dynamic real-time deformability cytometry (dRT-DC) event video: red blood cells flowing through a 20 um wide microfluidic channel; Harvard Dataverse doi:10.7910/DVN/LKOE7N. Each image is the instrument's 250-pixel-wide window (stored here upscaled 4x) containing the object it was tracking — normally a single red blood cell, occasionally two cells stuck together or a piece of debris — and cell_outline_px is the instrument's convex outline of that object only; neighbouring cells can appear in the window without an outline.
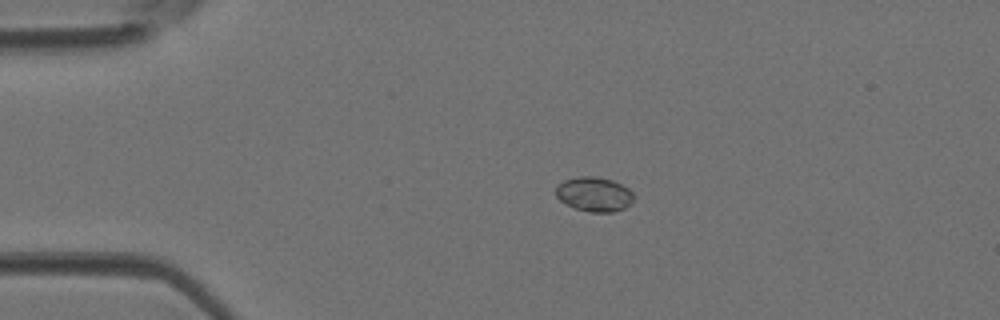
{"species": "Egyptian fruit bat (a non-hibernating species)", "species_latin": "Rousettus aegyptiacus", "temperature_condition": "room temperature", "stored_images_in_passage": 37, "camera_frame_rate_fps": 3000, "um_per_image_px": 0.085, "animal": {"sex": "female"}, "frame": {"image": 1, "passage_image": 1, "time_ms": 0.0, "image_size_px": [1000, 320], "cell_outline_px": [[632, 200], [624, 208], [612, 212], [588, 212], [576, 208], [560, 200], [556, 196], [556, 188], [564, 180], [580, 176], [596, 176], [612, 180], [628, 188], [632, 192]], "centroid_in_image_um": [50.49, 16.5], "position_along_channel_um": 34.5, "area_um2": 15.37}}
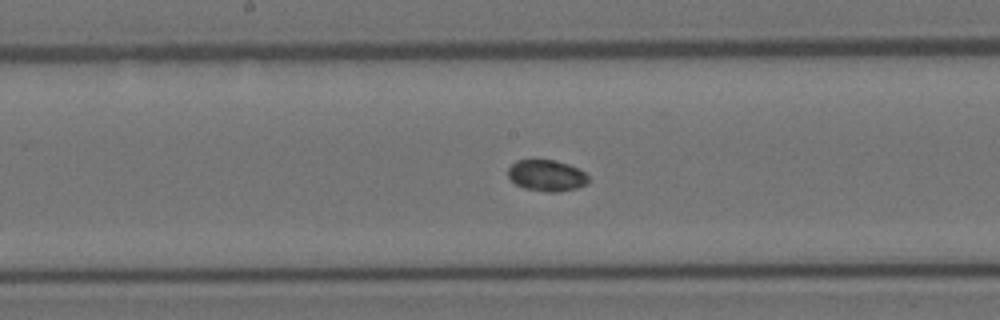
{"frame": {"image": 2, "passage_image": 15, "time_ms": 4.667, "image_size_px": [1000, 320], "cell_outline_px": [[588, 184], [576, 188], [560, 192], [548, 192], [524, 188], [516, 184], [508, 176], [508, 168], [516, 160], [532, 156], [552, 160], [568, 164], [584, 172], [588, 176]], "centroid_in_image_um": [46.42, 14.88], "position_along_channel_um": 201.8, "area_um2": 15.09}}
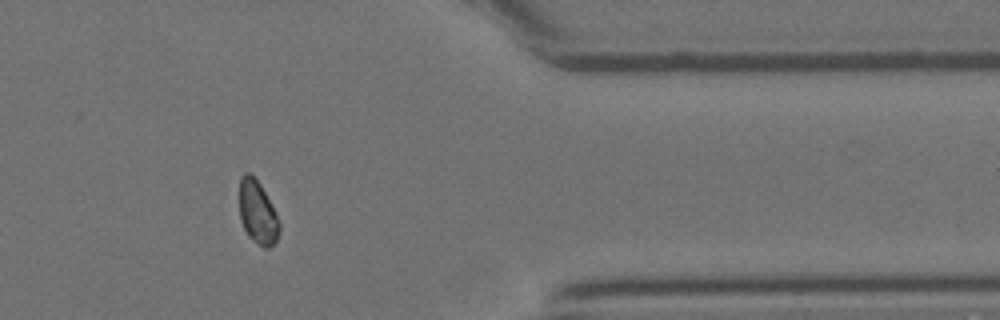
{"frame": {"image": 3, "passage_image": 29, "time_ms": 9.333, "image_size_px": [1000, 320], "cell_outline_px": [[280, 232], [276, 240], [268, 248], [264, 248], [248, 236], [240, 220], [240, 176], [244, 172], [248, 172], [260, 184], [276, 212], [280, 224]], "centroid_in_image_um": [21.9, 18.06], "position_along_channel_um": 389.5, "area_um2": 14.62}}